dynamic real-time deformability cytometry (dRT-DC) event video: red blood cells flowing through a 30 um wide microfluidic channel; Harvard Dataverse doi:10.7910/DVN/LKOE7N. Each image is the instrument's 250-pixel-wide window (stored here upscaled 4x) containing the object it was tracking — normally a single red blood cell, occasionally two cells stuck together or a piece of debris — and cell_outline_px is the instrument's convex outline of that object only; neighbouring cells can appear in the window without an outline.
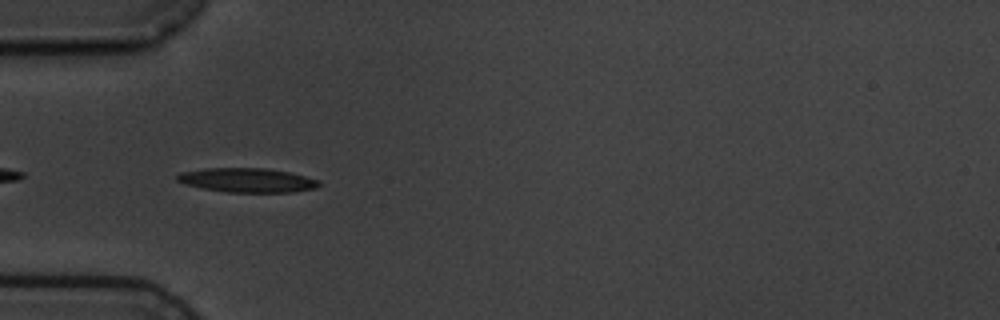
{"species": "common noctule bat (a hibernating species)", "species_latin": "Nyctalus noctula", "temperature_condition": "cold", "stored_images_in_passage": 14, "camera_frame_rate_fps": 3000, "um_per_image_px": 0.085, "animal": {"sex": "male", "body_mass_g": 19.5, "forearm_length_mm": 54.6}, "frame": {"image": 1, "passage_image": 4, "time_ms": 4.333, "image_size_px": [1000, 320], "cell_outline_px": [[320, 184], [316, 188], [292, 192], [228, 192], [204, 188], [184, 184], [176, 180], [176, 176], [180, 172], [204, 168], [268, 168], [288, 172], [320, 180]], "centroid_in_image_um": [21.0, 15.31], "position_along_channel_um": 64.0, "area_um2": 20.0}}
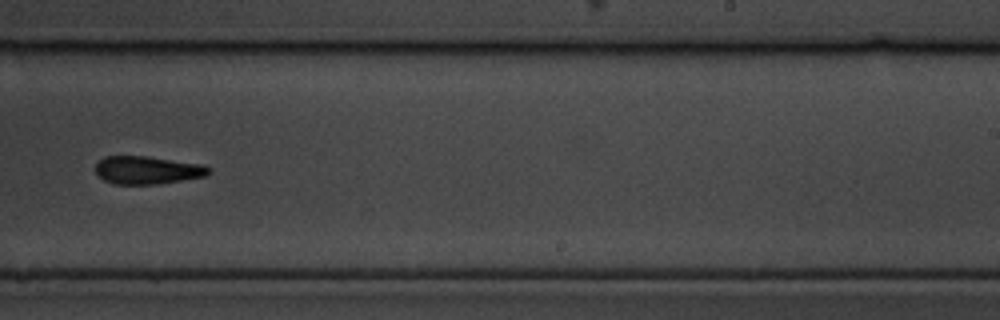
{"frame": {"image": 2, "passage_image": 9, "time_ms": 10.333, "image_size_px": [1000, 320], "cell_outline_px": [[212, 172], [204, 176], [156, 184], [112, 184], [104, 180], [96, 172], [96, 164], [104, 156], [144, 156], [204, 164], [212, 168]], "centroid_in_image_um": [12.54, 14.45], "position_along_channel_um": 276.5, "area_um2": 18.38}}
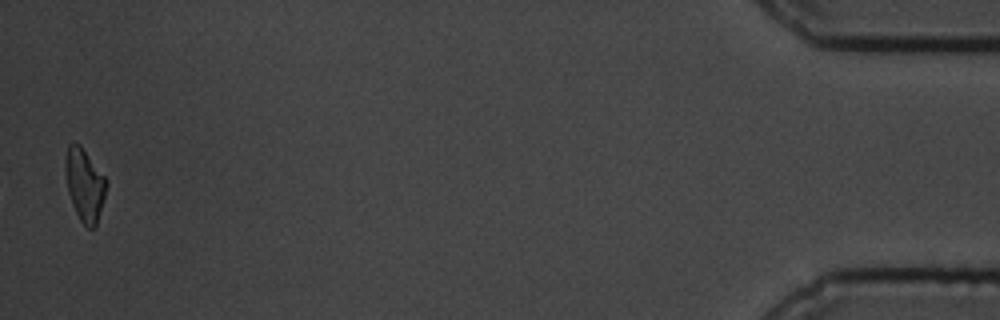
{"frame": {"image": 3, "passage_image": 14, "time_ms": 17.0, "image_size_px": [1000, 320], "cell_outline_px": [[108, 184], [96, 228], [88, 228], [80, 220], [72, 204], [68, 192], [64, 172], [64, 160], [68, 144], [80, 144], [108, 180]], "centroid_in_image_um": [7.19, 15.7], "position_along_channel_um": 428.0, "area_um2": 17.57}, "authors_computed_cell_mechanics": {"area_um2": 19.0162, "velocity_mm_per_s": 3.5861, "shape_relaxation_time_tau1_ms": 2.9065, "shape_relaxation_time_tau2_ms": 9.1455, "deformation_change_tau1": 0.1187, "deformation_change_tau2": 0.2054}}